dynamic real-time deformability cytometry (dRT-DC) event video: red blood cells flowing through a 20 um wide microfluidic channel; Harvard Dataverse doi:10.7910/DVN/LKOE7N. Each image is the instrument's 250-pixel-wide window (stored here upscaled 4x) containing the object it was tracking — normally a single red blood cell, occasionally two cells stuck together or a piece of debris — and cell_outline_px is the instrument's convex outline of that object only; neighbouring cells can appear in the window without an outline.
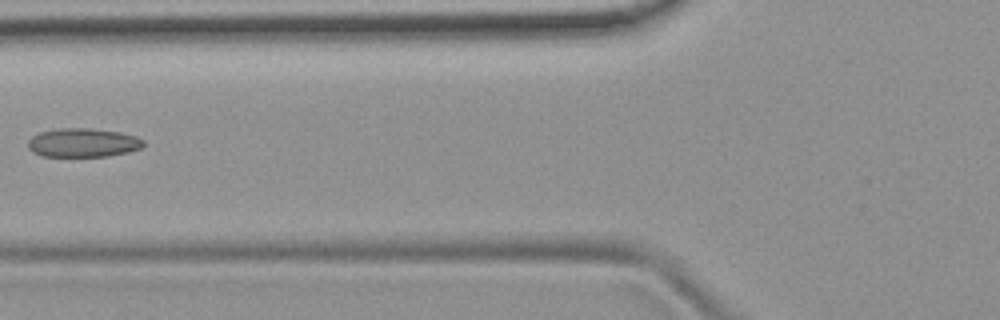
{"species": "common noctule bat (a hibernating species)", "species_latin": "Nyctalus noctula", "temperature_condition": "room temperature", "stored_images_in_passage": 4, "camera_frame_rate_fps": 3000, "um_per_image_px": 0.085, "animal": {"sex": "female", "body_mass_g": 19.9}, "frame": {"image": 1, "passage_image": 4, "time_ms": 3.667, "image_size_px": [1000, 320], "cell_outline_px": [[144, 144], [140, 148], [128, 152], [108, 156], [40, 156], [32, 152], [28, 148], [28, 140], [32, 136], [40, 132], [56, 128], [88, 128], [120, 132], [136, 136], [144, 140]], "centroid_in_image_um": [7.03, 12.12], "position_along_channel_um": 118.8, "area_um2": 19.48}}